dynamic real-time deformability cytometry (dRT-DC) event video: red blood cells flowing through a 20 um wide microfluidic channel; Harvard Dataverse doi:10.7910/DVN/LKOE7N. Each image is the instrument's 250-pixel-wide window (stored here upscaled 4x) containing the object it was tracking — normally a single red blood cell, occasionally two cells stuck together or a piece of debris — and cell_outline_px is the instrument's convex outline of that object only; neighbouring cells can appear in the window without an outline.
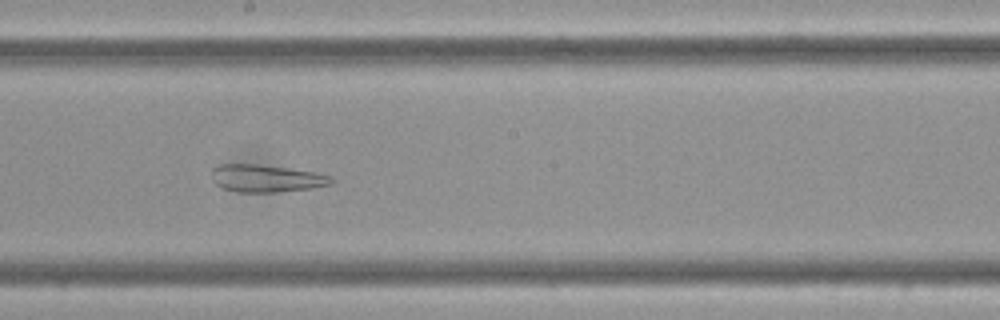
{"species": "Egyptian fruit bat (a non-hibernating species)", "species_latin": "Rousettus aegyptiacus", "temperature_condition": "cold", "stored_images_in_passage": 9, "camera_frame_rate_fps": 3000, "um_per_image_px": 0.085, "frame": {"image": 1, "passage_image": 8, "time_ms": 2.333, "image_size_px": [1000, 320], "cell_outline_px": [[336, 180], [332, 184], [312, 188], [276, 192], [236, 192], [224, 188], [216, 184], [212, 180], [212, 168], [220, 164], [256, 164], [316, 172], [332, 176]], "centroid_in_image_um": [22.66, 15.16], "position_along_channel_um": 225.5, "area_um2": 19.19}}